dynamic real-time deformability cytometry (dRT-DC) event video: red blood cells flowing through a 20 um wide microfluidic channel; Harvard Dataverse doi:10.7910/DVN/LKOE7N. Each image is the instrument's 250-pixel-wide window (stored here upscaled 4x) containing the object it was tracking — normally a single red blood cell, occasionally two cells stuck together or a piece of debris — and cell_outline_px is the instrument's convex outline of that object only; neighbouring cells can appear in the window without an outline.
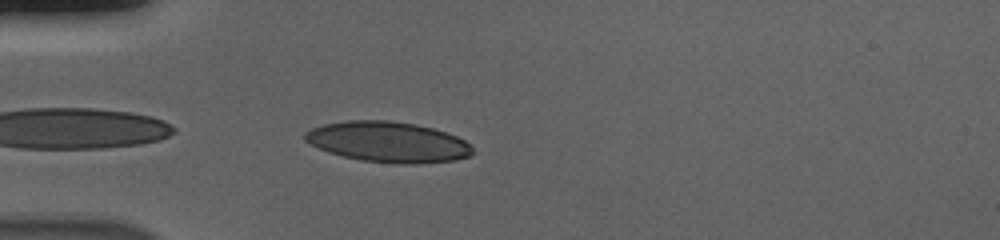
{"species": "human", "species_latin": "Homo sapiens", "temperature_condition": "cold", "stored_images_in_passage": 41, "camera_frame_rate_fps": 3000, "um_per_image_px": 0.085, "donor": {"sex": "male"}, "frame": {"image": 1, "passage_image": 2, "time_ms": 0.333, "image_size_px": [1000, 240], "cell_outline_px": [[476, 152], [472, 156], [456, 160], [412, 164], [404, 164], [360, 160], [328, 152], [304, 140], [304, 132], [312, 128], [324, 124], [348, 120], [388, 120], [416, 124], [432, 128], [456, 136], [464, 140]], "centroid_in_image_um": [33.0, 12.07], "position_along_channel_um": 52.0, "area_um2": 39.54}}
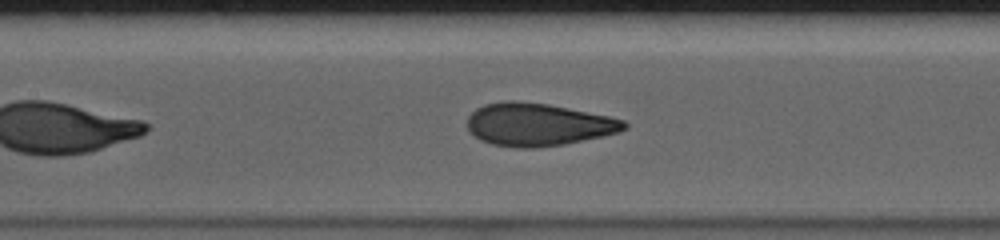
{"frame": {"image": 2, "passage_image": 12, "time_ms": 3.667, "image_size_px": [1000, 240], "cell_outline_px": [[628, 128], [620, 132], [604, 136], [564, 144], [536, 148], [516, 148], [492, 144], [480, 140], [468, 132], [468, 116], [476, 108], [484, 104], [504, 100], [516, 100], [548, 104], [608, 116], [624, 120], [628, 124]], "centroid_in_image_um": [45.72, 10.59], "position_along_channel_um": 161.7, "area_um2": 39.36}}
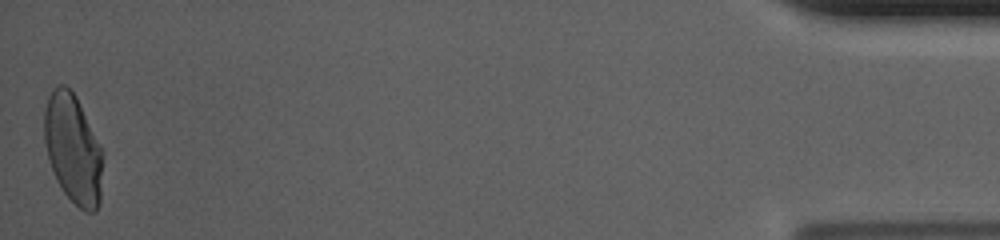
{"frame": {"image": 3, "passage_image": 41, "time_ms": 13.333, "image_size_px": [1000, 240], "cell_outline_px": [[104, 152], [100, 204], [96, 212], [84, 212], [64, 192], [56, 180], [48, 156], [44, 140], [44, 108], [48, 96], [52, 88], [60, 84], [64, 84], [76, 96], [104, 148]], "centroid_in_image_um": [6.25, 12.65], "position_along_channel_um": 429.0, "area_um2": 37.97}, "authors_computed_cell_mechanics": {"area_um2": 38.3792, "velocity_mm_per_s": 3.6901, "shape_relaxation_time_tau1_ms": 4.4061, "shape_relaxation_time_tau2_ms": 0.7626, "deformation_change_tau1": 0.1843, "deformation_change_tau2": 0.0652}}